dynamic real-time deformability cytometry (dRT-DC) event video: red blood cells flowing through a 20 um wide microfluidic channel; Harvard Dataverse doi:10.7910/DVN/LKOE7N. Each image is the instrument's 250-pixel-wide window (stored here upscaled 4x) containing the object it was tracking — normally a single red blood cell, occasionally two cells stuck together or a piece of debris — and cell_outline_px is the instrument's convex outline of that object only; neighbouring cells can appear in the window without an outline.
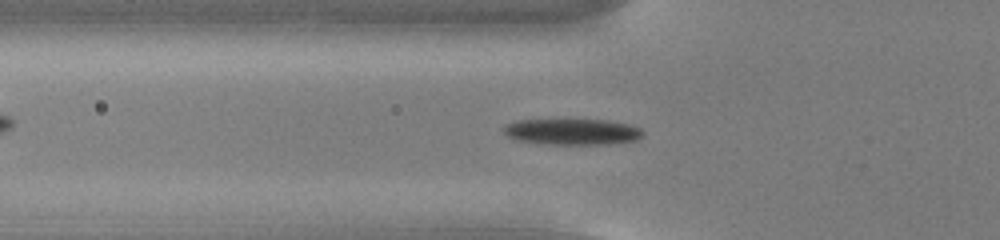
{"species": "common noctule bat (a hibernating species)", "species_latin": "Nyctalus noctula", "temperature_condition": "cold", "stored_images_in_passage": 55, "camera_frame_rate_fps": 3000, "um_per_image_px": 0.085, "animal": {"sex": "male", "body_mass_g": 13.0, "forearm_length_mm": 53.1}, "frame": {"image": 1, "passage_image": 19, "time_ms": 6.0, "image_size_px": [1000, 240], "cell_outline_px": [[644, 132], [636, 140], [608, 144], [540, 144], [516, 140], [508, 136], [500, 128], [504, 124], [516, 120], [608, 120], [628, 124], [640, 128]], "centroid_in_image_um": [48.57, 11.2], "position_along_channel_um": 77.2, "area_um2": 21.27}}
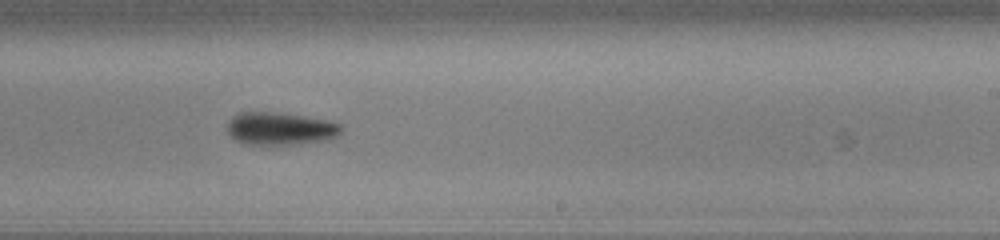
{"frame": {"image": 2, "passage_image": 34, "time_ms": 11.0, "image_size_px": [1000, 240], "cell_outline_px": [[344, 128], [336, 136], [328, 140], [300, 144], [244, 144], [236, 140], [228, 132], [228, 120], [232, 116], [240, 112], [280, 112], [328, 120], [340, 124]], "centroid_in_image_um": [23.84, 10.92], "position_along_channel_um": 265.2, "area_um2": 21.85}}
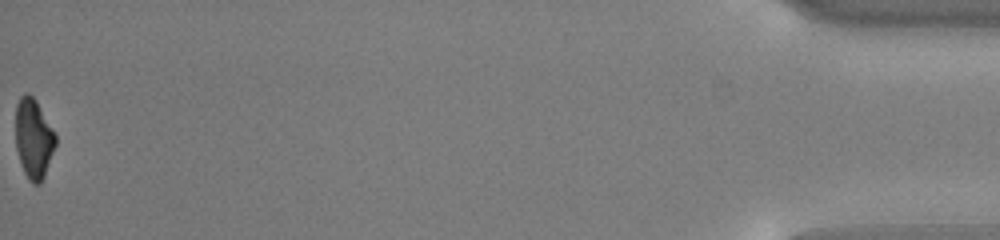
{"frame": {"image": 3, "passage_image": 55, "time_ms": 18.0, "image_size_px": [1000, 240], "cell_outline_px": [[56, 144], [44, 176], [40, 184], [32, 184], [28, 180], [20, 164], [16, 148], [16, 104], [20, 96], [24, 92], [28, 92], [36, 100], [56, 136]], "centroid_in_image_um": [2.83, 11.78], "position_along_channel_um": 432.4, "area_um2": 18.55}, "authors_computed_cell_mechanics": {"area_um2": 20.4612, "velocity_mm_per_s": 3.7622, "shape_relaxation_time_tau1_ms": 2.2088, "shape_relaxation_time_tau2_ms": null, "deformation_change_tau1": 0.1324, "deformation_change_tau2": null}}